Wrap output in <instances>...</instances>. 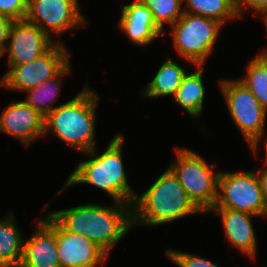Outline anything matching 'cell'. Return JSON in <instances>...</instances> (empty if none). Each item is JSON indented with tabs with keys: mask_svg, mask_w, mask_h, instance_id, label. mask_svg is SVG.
I'll return each instance as SVG.
<instances>
[{
	"mask_svg": "<svg viewBox=\"0 0 267 267\" xmlns=\"http://www.w3.org/2000/svg\"><path fill=\"white\" fill-rule=\"evenodd\" d=\"M49 212L65 231L84 235L107 254L133 228L132 205L127 203H89Z\"/></svg>",
	"mask_w": 267,
	"mask_h": 267,
	"instance_id": "obj_1",
	"label": "cell"
},
{
	"mask_svg": "<svg viewBox=\"0 0 267 267\" xmlns=\"http://www.w3.org/2000/svg\"><path fill=\"white\" fill-rule=\"evenodd\" d=\"M124 136L116 134L102 154H98L96 147L86 154L90 159L80 161L68 176L65 187L74 184H90L110 196L112 201L119 203H133L136 193L128 183L123 164Z\"/></svg>",
	"mask_w": 267,
	"mask_h": 267,
	"instance_id": "obj_2",
	"label": "cell"
},
{
	"mask_svg": "<svg viewBox=\"0 0 267 267\" xmlns=\"http://www.w3.org/2000/svg\"><path fill=\"white\" fill-rule=\"evenodd\" d=\"M203 213L189 198L172 171L167 168L132 203V224L158 226L182 219L192 214Z\"/></svg>",
	"mask_w": 267,
	"mask_h": 267,
	"instance_id": "obj_3",
	"label": "cell"
},
{
	"mask_svg": "<svg viewBox=\"0 0 267 267\" xmlns=\"http://www.w3.org/2000/svg\"><path fill=\"white\" fill-rule=\"evenodd\" d=\"M99 98L86 83L73 99L58 105L45 117L44 135L52 133L68 147L82 153L94 149Z\"/></svg>",
	"mask_w": 267,
	"mask_h": 267,
	"instance_id": "obj_4",
	"label": "cell"
},
{
	"mask_svg": "<svg viewBox=\"0 0 267 267\" xmlns=\"http://www.w3.org/2000/svg\"><path fill=\"white\" fill-rule=\"evenodd\" d=\"M176 156L169 169L177 177L185 192L194 204L204 213H208L216 203L220 172H214L216 164L207 162L196 152L176 148Z\"/></svg>",
	"mask_w": 267,
	"mask_h": 267,
	"instance_id": "obj_5",
	"label": "cell"
},
{
	"mask_svg": "<svg viewBox=\"0 0 267 267\" xmlns=\"http://www.w3.org/2000/svg\"><path fill=\"white\" fill-rule=\"evenodd\" d=\"M224 26L215 19L183 13L171 26L174 49L191 65H204L214 50L220 29Z\"/></svg>",
	"mask_w": 267,
	"mask_h": 267,
	"instance_id": "obj_6",
	"label": "cell"
},
{
	"mask_svg": "<svg viewBox=\"0 0 267 267\" xmlns=\"http://www.w3.org/2000/svg\"><path fill=\"white\" fill-rule=\"evenodd\" d=\"M219 85L232 120L255 154L266 131L267 110L239 80L221 79Z\"/></svg>",
	"mask_w": 267,
	"mask_h": 267,
	"instance_id": "obj_7",
	"label": "cell"
},
{
	"mask_svg": "<svg viewBox=\"0 0 267 267\" xmlns=\"http://www.w3.org/2000/svg\"><path fill=\"white\" fill-rule=\"evenodd\" d=\"M212 209H231L266 217L267 205L256 172L220 171L218 196Z\"/></svg>",
	"mask_w": 267,
	"mask_h": 267,
	"instance_id": "obj_8",
	"label": "cell"
},
{
	"mask_svg": "<svg viewBox=\"0 0 267 267\" xmlns=\"http://www.w3.org/2000/svg\"><path fill=\"white\" fill-rule=\"evenodd\" d=\"M68 52L62 40H59L35 60L8 66L9 70L0 79V85L6 89L26 92L56 77L70 63Z\"/></svg>",
	"mask_w": 267,
	"mask_h": 267,
	"instance_id": "obj_9",
	"label": "cell"
},
{
	"mask_svg": "<svg viewBox=\"0 0 267 267\" xmlns=\"http://www.w3.org/2000/svg\"><path fill=\"white\" fill-rule=\"evenodd\" d=\"M82 14L78 0H28L25 20L53 40V35L83 28L89 21Z\"/></svg>",
	"mask_w": 267,
	"mask_h": 267,
	"instance_id": "obj_10",
	"label": "cell"
},
{
	"mask_svg": "<svg viewBox=\"0 0 267 267\" xmlns=\"http://www.w3.org/2000/svg\"><path fill=\"white\" fill-rule=\"evenodd\" d=\"M8 41L4 52V55L8 53V66L29 63L44 54L56 42L37 25L26 20H16L12 23Z\"/></svg>",
	"mask_w": 267,
	"mask_h": 267,
	"instance_id": "obj_11",
	"label": "cell"
},
{
	"mask_svg": "<svg viewBox=\"0 0 267 267\" xmlns=\"http://www.w3.org/2000/svg\"><path fill=\"white\" fill-rule=\"evenodd\" d=\"M56 240L60 267H103L109 256L95 242L65 231L57 222Z\"/></svg>",
	"mask_w": 267,
	"mask_h": 267,
	"instance_id": "obj_12",
	"label": "cell"
},
{
	"mask_svg": "<svg viewBox=\"0 0 267 267\" xmlns=\"http://www.w3.org/2000/svg\"><path fill=\"white\" fill-rule=\"evenodd\" d=\"M19 267H60L56 240V221L48 214L40 216L36 230L24 239Z\"/></svg>",
	"mask_w": 267,
	"mask_h": 267,
	"instance_id": "obj_13",
	"label": "cell"
},
{
	"mask_svg": "<svg viewBox=\"0 0 267 267\" xmlns=\"http://www.w3.org/2000/svg\"><path fill=\"white\" fill-rule=\"evenodd\" d=\"M44 121L39 112L25 101L11 102L0 116V131L17 138L26 147L44 135Z\"/></svg>",
	"mask_w": 267,
	"mask_h": 267,
	"instance_id": "obj_14",
	"label": "cell"
},
{
	"mask_svg": "<svg viewBox=\"0 0 267 267\" xmlns=\"http://www.w3.org/2000/svg\"><path fill=\"white\" fill-rule=\"evenodd\" d=\"M122 6L118 26L135 45L146 47L159 35H164L146 5L138 0H133L132 3Z\"/></svg>",
	"mask_w": 267,
	"mask_h": 267,
	"instance_id": "obj_15",
	"label": "cell"
},
{
	"mask_svg": "<svg viewBox=\"0 0 267 267\" xmlns=\"http://www.w3.org/2000/svg\"><path fill=\"white\" fill-rule=\"evenodd\" d=\"M208 212L221 217L220 223L223 224L225 238L231 246L254 260L257 240L251 219L258 216L231 209H210Z\"/></svg>",
	"mask_w": 267,
	"mask_h": 267,
	"instance_id": "obj_16",
	"label": "cell"
},
{
	"mask_svg": "<svg viewBox=\"0 0 267 267\" xmlns=\"http://www.w3.org/2000/svg\"><path fill=\"white\" fill-rule=\"evenodd\" d=\"M194 73H186L173 96L176 103L185 109L188 115L197 118L203 113L205 89L203 84V65H196Z\"/></svg>",
	"mask_w": 267,
	"mask_h": 267,
	"instance_id": "obj_17",
	"label": "cell"
},
{
	"mask_svg": "<svg viewBox=\"0 0 267 267\" xmlns=\"http://www.w3.org/2000/svg\"><path fill=\"white\" fill-rule=\"evenodd\" d=\"M14 216L9 211V214L0 219V263L9 267L20 266L24 247V238Z\"/></svg>",
	"mask_w": 267,
	"mask_h": 267,
	"instance_id": "obj_18",
	"label": "cell"
},
{
	"mask_svg": "<svg viewBox=\"0 0 267 267\" xmlns=\"http://www.w3.org/2000/svg\"><path fill=\"white\" fill-rule=\"evenodd\" d=\"M186 73L184 68L168 56L141 94L148 98L174 96Z\"/></svg>",
	"mask_w": 267,
	"mask_h": 267,
	"instance_id": "obj_19",
	"label": "cell"
},
{
	"mask_svg": "<svg viewBox=\"0 0 267 267\" xmlns=\"http://www.w3.org/2000/svg\"><path fill=\"white\" fill-rule=\"evenodd\" d=\"M70 68L69 63L56 77L45 80L41 84L26 91L25 93L28 92V96L25 102L43 117H46L57 107L54 103L57 101V96H59L61 91L62 78L65 77L66 74H70Z\"/></svg>",
	"mask_w": 267,
	"mask_h": 267,
	"instance_id": "obj_20",
	"label": "cell"
},
{
	"mask_svg": "<svg viewBox=\"0 0 267 267\" xmlns=\"http://www.w3.org/2000/svg\"><path fill=\"white\" fill-rule=\"evenodd\" d=\"M184 2L186 5L183 8L184 13L215 19L222 24L229 19H239L235 0H185Z\"/></svg>",
	"mask_w": 267,
	"mask_h": 267,
	"instance_id": "obj_21",
	"label": "cell"
},
{
	"mask_svg": "<svg viewBox=\"0 0 267 267\" xmlns=\"http://www.w3.org/2000/svg\"><path fill=\"white\" fill-rule=\"evenodd\" d=\"M267 110V56L258 54L249 62L246 75L240 79Z\"/></svg>",
	"mask_w": 267,
	"mask_h": 267,
	"instance_id": "obj_22",
	"label": "cell"
},
{
	"mask_svg": "<svg viewBox=\"0 0 267 267\" xmlns=\"http://www.w3.org/2000/svg\"><path fill=\"white\" fill-rule=\"evenodd\" d=\"M152 12L156 25L164 31V24L170 27L183 15V0H138Z\"/></svg>",
	"mask_w": 267,
	"mask_h": 267,
	"instance_id": "obj_23",
	"label": "cell"
},
{
	"mask_svg": "<svg viewBox=\"0 0 267 267\" xmlns=\"http://www.w3.org/2000/svg\"><path fill=\"white\" fill-rule=\"evenodd\" d=\"M165 255L168 256L169 260L178 267H219L217 263L211 262L201 256H196L186 252L166 249Z\"/></svg>",
	"mask_w": 267,
	"mask_h": 267,
	"instance_id": "obj_24",
	"label": "cell"
},
{
	"mask_svg": "<svg viewBox=\"0 0 267 267\" xmlns=\"http://www.w3.org/2000/svg\"><path fill=\"white\" fill-rule=\"evenodd\" d=\"M28 0H0V15L7 16L14 21L25 20Z\"/></svg>",
	"mask_w": 267,
	"mask_h": 267,
	"instance_id": "obj_25",
	"label": "cell"
},
{
	"mask_svg": "<svg viewBox=\"0 0 267 267\" xmlns=\"http://www.w3.org/2000/svg\"><path fill=\"white\" fill-rule=\"evenodd\" d=\"M235 4L239 18L242 17L244 9H252L255 15L267 11V0H235Z\"/></svg>",
	"mask_w": 267,
	"mask_h": 267,
	"instance_id": "obj_26",
	"label": "cell"
},
{
	"mask_svg": "<svg viewBox=\"0 0 267 267\" xmlns=\"http://www.w3.org/2000/svg\"><path fill=\"white\" fill-rule=\"evenodd\" d=\"M13 22V19L0 15V58L3 57L6 50L9 32Z\"/></svg>",
	"mask_w": 267,
	"mask_h": 267,
	"instance_id": "obj_27",
	"label": "cell"
},
{
	"mask_svg": "<svg viewBox=\"0 0 267 267\" xmlns=\"http://www.w3.org/2000/svg\"><path fill=\"white\" fill-rule=\"evenodd\" d=\"M265 166L266 167L259 168L258 171L255 170V172L259 178L261 190L267 205V162H265Z\"/></svg>",
	"mask_w": 267,
	"mask_h": 267,
	"instance_id": "obj_28",
	"label": "cell"
},
{
	"mask_svg": "<svg viewBox=\"0 0 267 267\" xmlns=\"http://www.w3.org/2000/svg\"><path fill=\"white\" fill-rule=\"evenodd\" d=\"M262 19H263V23H265V27L267 29V11L263 12L262 14H260Z\"/></svg>",
	"mask_w": 267,
	"mask_h": 267,
	"instance_id": "obj_29",
	"label": "cell"
},
{
	"mask_svg": "<svg viewBox=\"0 0 267 267\" xmlns=\"http://www.w3.org/2000/svg\"><path fill=\"white\" fill-rule=\"evenodd\" d=\"M266 141H265V156H266V158H265V162H267V136H266Z\"/></svg>",
	"mask_w": 267,
	"mask_h": 267,
	"instance_id": "obj_30",
	"label": "cell"
},
{
	"mask_svg": "<svg viewBox=\"0 0 267 267\" xmlns=\"http://www.w3.org/2000/svg\"><path fill=\"white\" fill-rule=\"evenodd\" d=\"M260 54L264 55V56H267V49H265L264 51L262 50Z\"/></svg>",
	"mask_w": 267,
	"mask_h": 267,
	"instance_id": "obj_31",
	"label": "cell"
},
{
	"mask_svg": "<svg viewBox=\"0 0 267 267\" xmlns=\"http://www.w3.org/2000/svg\"><path fill=\"white\" fill-rule=\"evenodd\" d=\"M0 267H9V266L0 263Z\"/></svg>",
	"mask_w": 267,
	"mask_h": 267,
	"instance_id": "obj_32",
	"label": "cell"
}]
</instances>
